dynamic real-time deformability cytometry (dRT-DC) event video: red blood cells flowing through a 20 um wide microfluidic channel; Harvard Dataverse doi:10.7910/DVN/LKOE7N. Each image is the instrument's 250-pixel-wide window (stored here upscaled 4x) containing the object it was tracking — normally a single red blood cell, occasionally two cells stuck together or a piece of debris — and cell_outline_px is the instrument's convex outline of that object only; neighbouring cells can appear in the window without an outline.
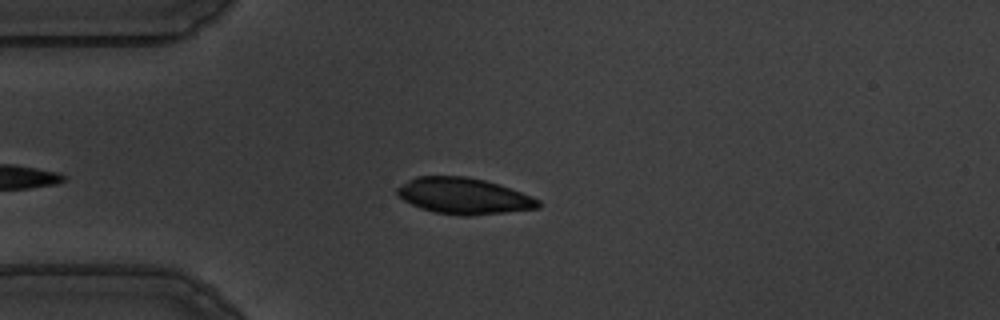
{"species": "common noctule bat (a hibernating species)", "species_latin": "Nyctalus noctula", "temperature_condition": "warm", "stored_images_in_passage": 43, "camera_frame_rate_fps": 3000, "um_per_image_px": 0.085, "animal": {"sex": "male", "body_mass_g": 19.5, "forearm_length_mm": 54.6}, "frame": {"image": 1, "passage_image": 5, "time_ms": 1.333, "image_size_px": [1000, 320], "cell_outline_px": [[540, 208], [472, 216], [460, 216], [436, 212], [420, 208], [404, 200], [396, 192], [396, 188], [408, 180], [416, 176], [464, 176], [484, 180], [500, 184], [532, 196], [540, 200]], "centroid_in_image_um": [39.44, 16.66], "position_along_channel_um": 45.6, "area_um2": 29.77}}
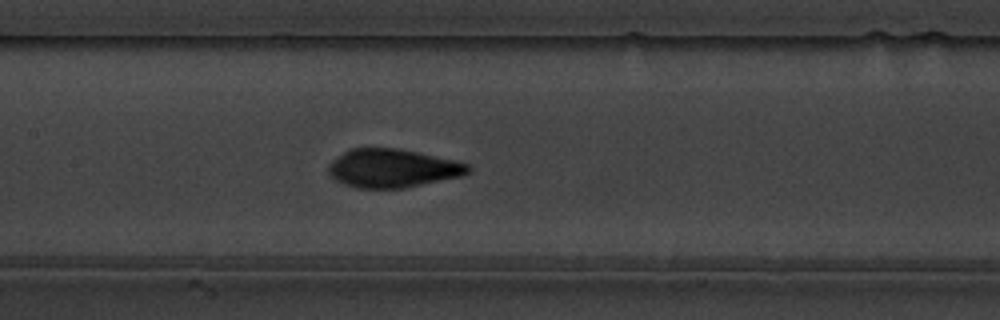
{"frame": {"image": 2, "passage_image": 17, "time_ms": 5.333, "image_size_px": [1000, 320], "cell_outline_px": [[472, 168], [468, 172], [460, 176], [404, 188], [356, 188], [344, 184], [336, 180], [332, 176], [328, 168], [332, 160], [344, 152], [352, 148], [396, 148], [456, 160], [468, 164]], "centroid_in_image_um": [33.37, 14.3], "position_along_channel_um": 174.0, "area_um2": 30.98}}
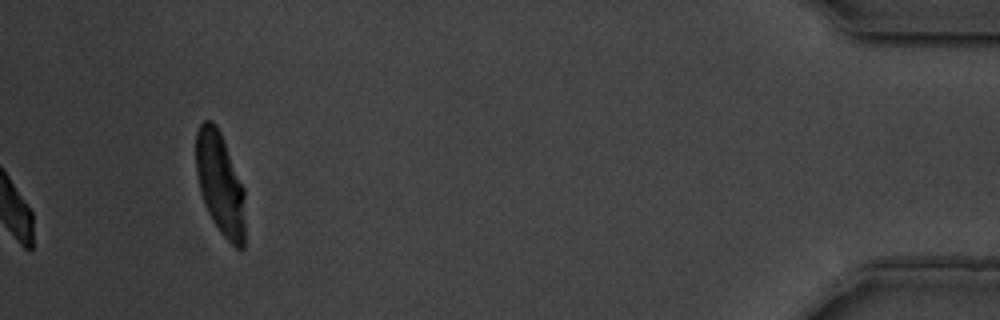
{"frame": {"image": 3, "passage_image": 43, "time_ms": 14.0, "image_size_px": [1000, 320], "cell_outline_px": [[244, 248], [236, 248], [220, 232], [212, 220], [204, 204], [200, 192], [196, 172], [196, 132], [200, 124], [204, 120], [212, 120], [216, 124], [220, 132], [244, 188]], "centroid_in_image_um": [18.7, 15.6], "position_along_channel_um": 416.5, "area_um2": 29.25}}